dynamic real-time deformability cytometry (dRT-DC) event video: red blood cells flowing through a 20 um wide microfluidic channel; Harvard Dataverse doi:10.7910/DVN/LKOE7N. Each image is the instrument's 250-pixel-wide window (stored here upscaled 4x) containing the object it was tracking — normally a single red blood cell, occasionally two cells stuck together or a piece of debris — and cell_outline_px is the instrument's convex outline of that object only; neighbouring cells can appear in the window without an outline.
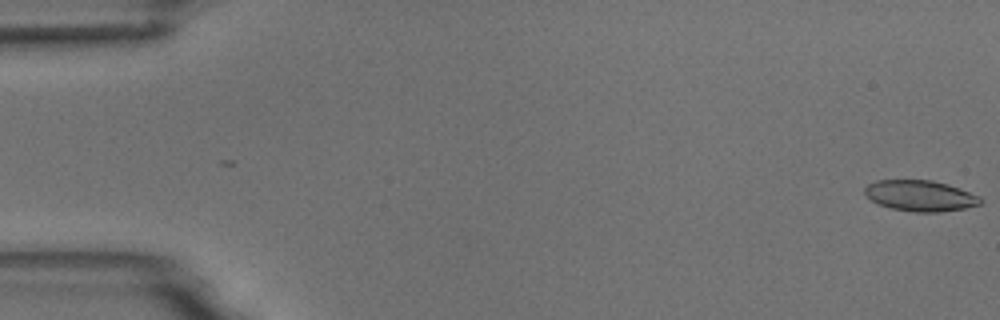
{"species": "common noctule bat (a hibernating species)", "species_latin": "Nyctalus noctula", "temperature_condition": "room temperature", "stored_images_in_passage": 6, "camera_frame_rate_fps": 3000, "um_per_image_px": 0.085, "animal": {"sex": "male", "body_mass_g": 18.8}, "frame": {"image": 1, "passage_image": 1, "time_ms": 0.0, "image_size_px": [1000, 320], "cell_outline_px": [[984, 200], [980, 204], [964, 208], [940, 212], [916, 212], [892, 208], [880, 204], [872, 200], [864, 192], [864, 188], [868, 184], [876, 180], [932, 180], [948, 184], [960, 188], [980, 196]], "centroid_in_image_um": [78.26, 16.63], "position_along_channel_um": 6.7, "area_um2": 20.75}}
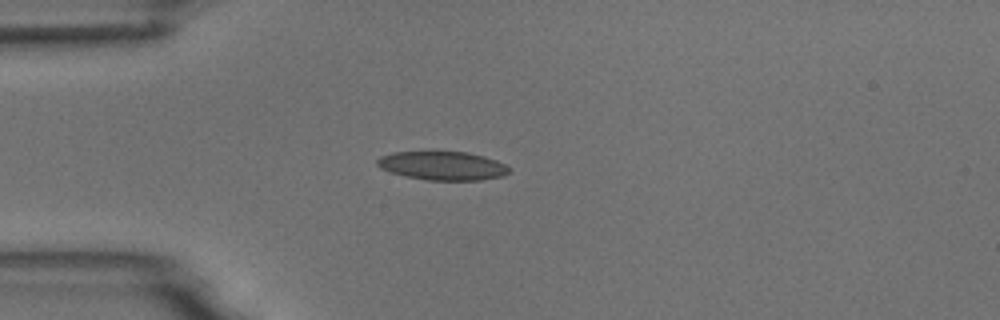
{"frame": {"image": 2, "passage_image": 5, "time_ms": 4.667, "image_size_px": [1000, 320], "cell_outline_px": [[512, 172], [504, 176], [480, 180], [428, 180], [408, 176], [392, 172], [380, 168], [376, 164], [376, 160], [380, 156], [392, 152], [468, 152], [484, 156], [496, 160], [512, 168]], "centroid_in_image_um": [37.67, 14.09], "position_along_channel_um": 47.3, "area_um2": 22.08}}